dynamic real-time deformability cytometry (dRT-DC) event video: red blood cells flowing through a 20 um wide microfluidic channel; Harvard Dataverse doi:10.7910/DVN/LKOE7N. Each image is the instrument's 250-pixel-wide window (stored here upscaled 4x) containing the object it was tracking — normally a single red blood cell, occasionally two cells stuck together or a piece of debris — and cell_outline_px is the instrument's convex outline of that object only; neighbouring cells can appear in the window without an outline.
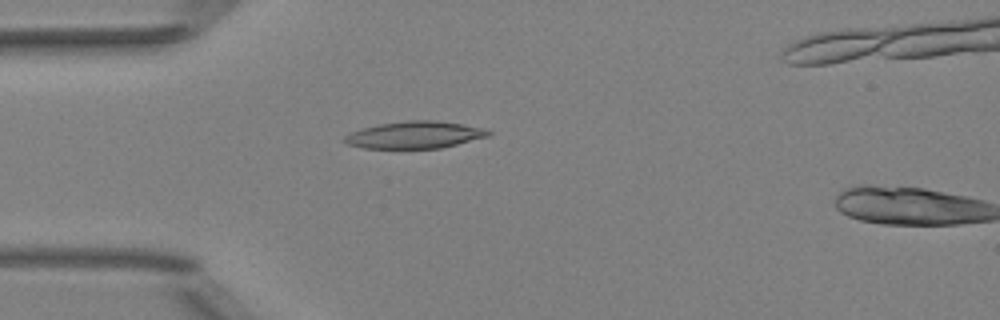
{"species": "Egyptian fruit bat (a non-hibernating species)", "species_latin": "Rousettus aegyptiacus", "temperature_condition": "room temperature", "stored_images_in_passage": 13, "camera_frame_rate_fps": 3000, "um_per_image_px": 0.085, "animal": {"sex": "female"}, "frame": {"image": 1, "passage_image": 11, "time_ms": 3.333, "image_size_px": [1000, 320], "cell_outline_px": [[492, 132], [488, 136], [440, 148], [364, 148], [348, 144], [344, 140], [344, 136], [360, 128], [380, 124], [408, 120], [436, 120], [464, 124], [484, 128]], "centroid_in_image_um": [35.26, 11.45], "position_along_channel_um": 49.7, "area_um2": 22.54}}